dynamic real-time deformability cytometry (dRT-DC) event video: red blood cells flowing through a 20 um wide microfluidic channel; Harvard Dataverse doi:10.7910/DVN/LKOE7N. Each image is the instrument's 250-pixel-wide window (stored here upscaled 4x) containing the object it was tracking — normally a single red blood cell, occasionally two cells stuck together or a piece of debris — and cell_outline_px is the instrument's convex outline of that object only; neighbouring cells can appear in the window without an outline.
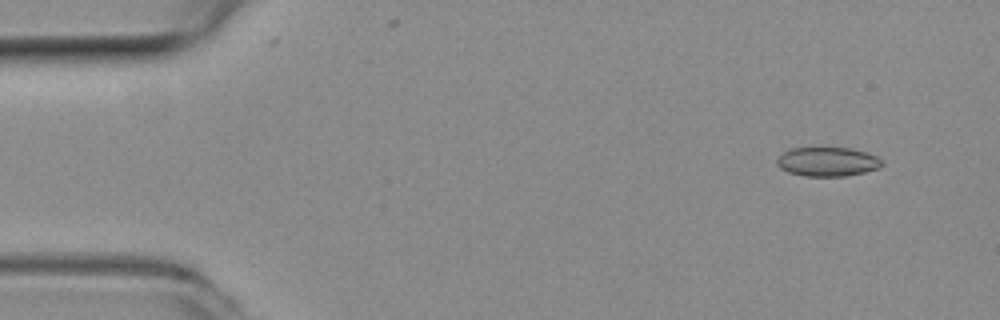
{"species": "common noctule bat (a hibernating species)", "species_latin": "Nyctalus noctula", "temperature_condition": "room temperature", "stored_images_in_passage": 51, "camera_frame_rate_fps": 3000, "um_per_image_px": 0.085, "animal": {"sex": "female", "body_mass_g": 19.3, "forearm_length_mm": 54.1}, "frame": {"image": 1, "passage_image": 1, "time_ms": 0.0, "image_size_px": [1000, 320], "cell_outline_px": [[884, 164], [880, 168], [864, 172], [844, 176], [804, 176], [788, 172], [780, 168], [776, 164], [776, 160], [784, 152], [792, 148], [816, 144], [820, 144], [852, 148], [868, 152], [876, 156]], "centroid_in_image_um": [70.32, 13.68], "position_along_channel_um": 14.7, "area_um2": 18.79}}
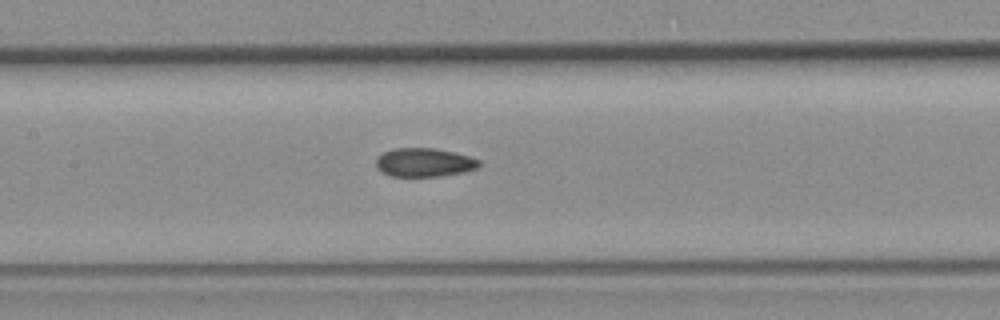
{"frame": {"image": 2, "passage_image": 22, "time_ms": 7.0, "image_size_px": [1000, 320], "cell_outline_px": [[480, 164], [476, 168], [464, 172], [440, 176], [392, 176], [376, 168], [376, 160], [384, 152], [392, 148], [436, 148], [468, 156], [480, 160]], "centroid_in_image_um": [36.06, 13.8], "position_along_channel_um": 171.3, "area_um2": 17.05}}
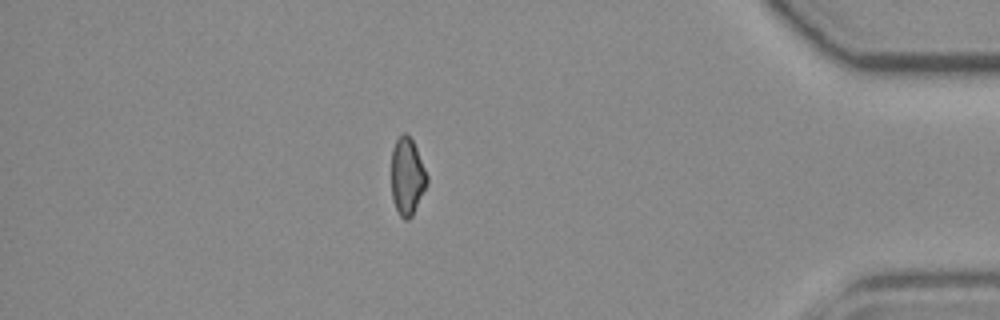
{"frame": {"image": 3, "passage_image": 44, "time_ms": 14.333, "image_size_px": [1000, 320], "cell_outline_px": [[428, 184], [412, 216], [408, 220], [404, 220], [400, 216], [392, 200], [392, 148], [396, 140], [404, 132], [408, 132], [416, 148], [428, 176]], "centroid_in_image_um": [34.62, 15.01], "position_along_channel_um": 400.6, "area_um2": 16.13}, "authors_computed_cell_mechanics": {"area_um2": 17.5712, "velocity_mm_per_s": 3.7327, "shape_relaxation_time_tau1_ms": null, "shape_relaxation_time_tau2_ms": 5.095, "deformation_change_tau1": null, "deformation_change_tau2": 0.1119}}